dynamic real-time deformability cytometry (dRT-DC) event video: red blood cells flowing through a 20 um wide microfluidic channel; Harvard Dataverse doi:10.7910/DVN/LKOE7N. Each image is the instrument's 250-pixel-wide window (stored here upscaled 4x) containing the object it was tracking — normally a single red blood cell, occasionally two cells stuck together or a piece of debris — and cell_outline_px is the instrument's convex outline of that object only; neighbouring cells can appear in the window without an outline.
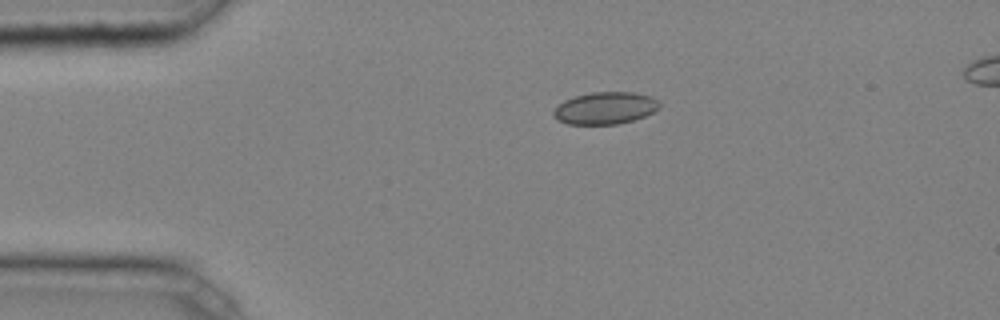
{"species": "common noctule bat (a hibernating species)", "species_latin": "Nyctalus noctula", "temperature_condition": "cold", "stored_images_in_passage": 3, "segment_of_instrument_passage": [1, 2], "camera_frame_rate_fps": 3000, "um_per_image_px": 0.085, "animal": {"sex": "male", "body_mass_g": 20.4}, "frame": {"image": 1, "passage_image": 1, "time_ms": 0.0, "image_size_px": [1000, 320], "cell_outline_px": [[660, 108], [644, 116], [620, 124], [568, 124], [556, 120], [552, 116], [552, 112], [564, 100], [576, 96], [592, 92], [632, 92], [652, 96], [660, 100]], "centroid_in_image_um": [51.45, 9.19], "position_along_channel_um": 33.5, "area_um2": 19.94}}